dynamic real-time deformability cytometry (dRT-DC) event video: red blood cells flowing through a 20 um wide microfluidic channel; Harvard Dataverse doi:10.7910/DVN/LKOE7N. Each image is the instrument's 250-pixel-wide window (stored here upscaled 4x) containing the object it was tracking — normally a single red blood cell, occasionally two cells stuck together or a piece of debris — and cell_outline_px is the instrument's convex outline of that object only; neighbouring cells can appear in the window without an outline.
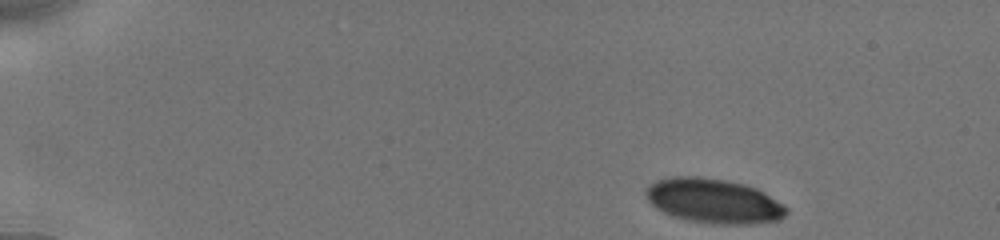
{"species": "human", "species_latin": "Homo sapiens", "temperature_condition": "cold", "stored_images_in_passage": 52, "camera_frame_rate_fps": 3000, "um_per_image_px": 0.085, "donor": {"sex": "male"}, "frame": {"image": 1, "passage_image": 1, "time_ms": 0.0, "image_size_px": [1000, 240], "cell_outline_px": [[788, 212], [780, 220], [756, 224], [712, 224], [688, 220], [672, 216], [656, 208], [648, 200], [644, 192], [648, 184], [656, 180], [668, 176], [696, 176], [724, 180], [744, 184], [756, 188], [764, 192], [784, 204], [788, 208]], "centroid_in_image_um": [60.66, 17.08], "position_along_channel_um": 24.3, "area_um2": 36.88}}
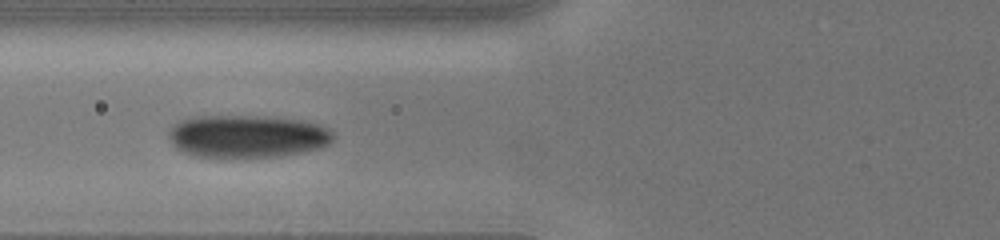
{"frame": {"image": 2, "passage_image": 42, "time_ms": 5.0, "image_size_px": [1000, 240], "cell_outline_px": [[336, 136], [328, 144], [320, 148], [304, 152], [280, 156], [192, 156], [176, 148], [172, 144], [168, 136], [168, 132], [172, 124], [180, 120], [196, 116], [256, 116], [304, 120], [320, 124], [328, 128]], "centroid_in_image_um": [21.02, 11.57], "position_along_channel_um": 104.8, "area_um2": 40.98}}
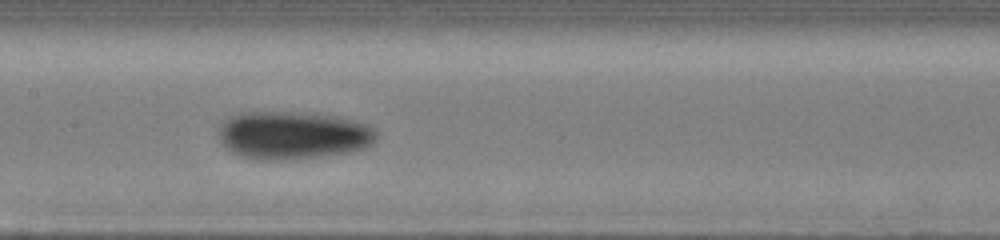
{"frame": {"image": 3, "passage_image": 51, "time_ms": 7.0, "image_size_px": [1000, 240], "cell_outline_px": [[376, 140], [368, 148], [352, 152], [324, 156], [292, 160], [260, 160], [240, 156], [232, 152], [220, 144], [216, 132], [216, 128], [224, 120], [240, 112], [284, 112], [328, 116], [368, 124], [376, 132]], "centroid_in_image_um": [24.83, 11.53], "position_along_channel_um": 182.6, "area_um2": 44.39}}